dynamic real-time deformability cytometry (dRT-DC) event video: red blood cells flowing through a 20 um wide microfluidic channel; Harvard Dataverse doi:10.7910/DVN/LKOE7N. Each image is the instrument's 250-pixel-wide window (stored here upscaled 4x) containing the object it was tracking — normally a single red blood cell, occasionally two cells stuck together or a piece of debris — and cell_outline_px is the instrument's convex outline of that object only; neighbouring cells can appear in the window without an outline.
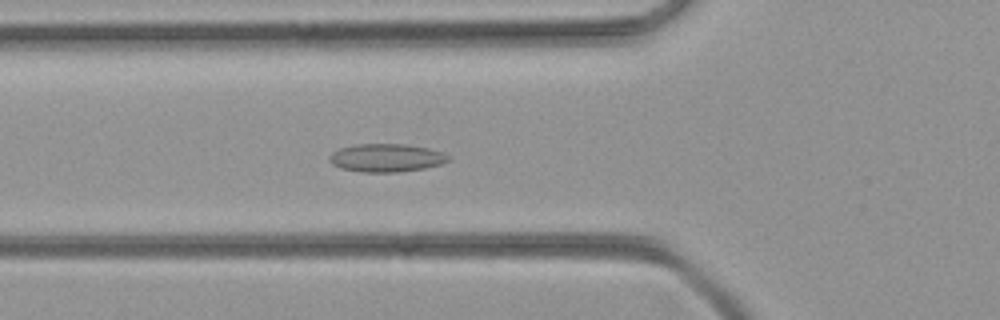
{"species": "common noctule bat (a hibernating species)", "species_latin": "Nyctalus noctula", "temperature_condition": "room temperature", "stored_images_in_passage": 51, "camera_frame_rate_fps": 3000, "um_per_image_px": 0.085, "animal": {"sex": "female", "body_mass_g": 21.9}, "frame": {"image": 1, "passage_image": 18, "time_ms": 5.667, "image_size_px": [1000, 320], "cell_outline_px": [[448, 160], [440, 164], [424, 168], [400, 172], [364, 172], [340, 168], [332, 164], [328, 160], [328, 156], [332, 152], [340, 148], [356, 144], [404, 144], [428, 148], [444, 152], [448, 156]], "centroid_in_image_um": [32.8, 13.41], "position_along_channel_um": 93.0, "area_um2": 19.48}}
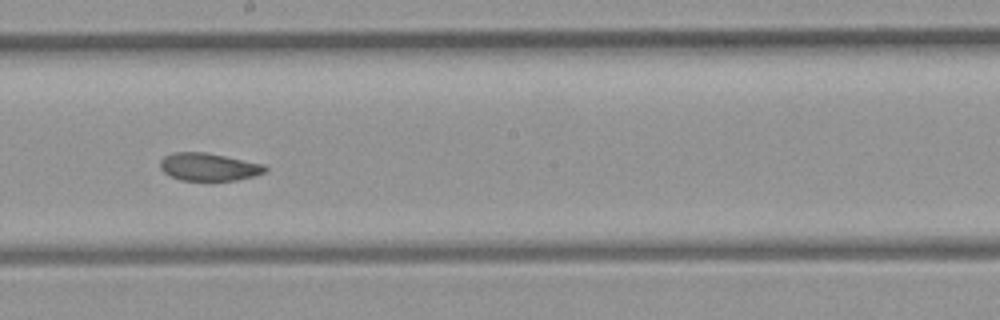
{"frame": {"image": 2, "passage_image": 28, "time_ms": 9.0, "image_size_px": [1000, 320], "cell_outline_px": [[268, 168], [264, 172], [252, 176], [236, 180], [180, 180], [168, 176], [160, 168], [160, 160], [164, 156], [176, 152], [204, 152], [264, 164]], "centroid_in_image_um": [17.7, 14.19], "position_along_channel_um": 230.5, "area_um2": 16.82}}
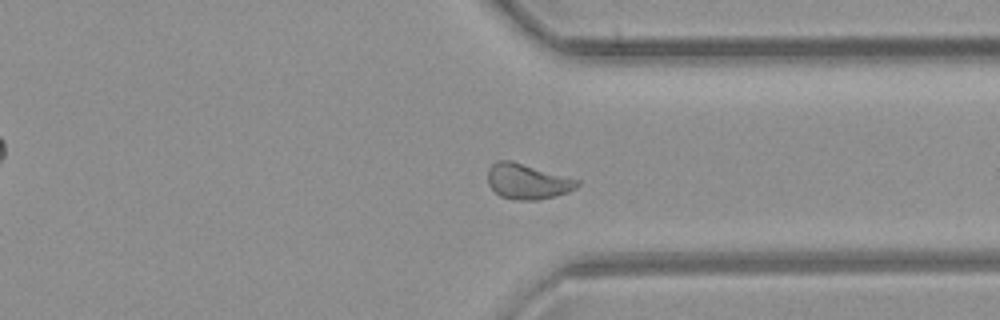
{"frame": {"image": 3, "passage_image": 38, "time_ms": 12.333, "image_size_px": [1000, 320], "cell_outline_px": [[580, 184], [576, 188], [568, 192], [556, 196], [536, 200], [516, 200], [500, 196], [488, 184], [488, 168], [496, 160], [512, 160], [580, 180]], "centroid_in_image_um": [44.83, 15.41], "position_along_channel_um": 366.6, "area_um2": 18.55}}